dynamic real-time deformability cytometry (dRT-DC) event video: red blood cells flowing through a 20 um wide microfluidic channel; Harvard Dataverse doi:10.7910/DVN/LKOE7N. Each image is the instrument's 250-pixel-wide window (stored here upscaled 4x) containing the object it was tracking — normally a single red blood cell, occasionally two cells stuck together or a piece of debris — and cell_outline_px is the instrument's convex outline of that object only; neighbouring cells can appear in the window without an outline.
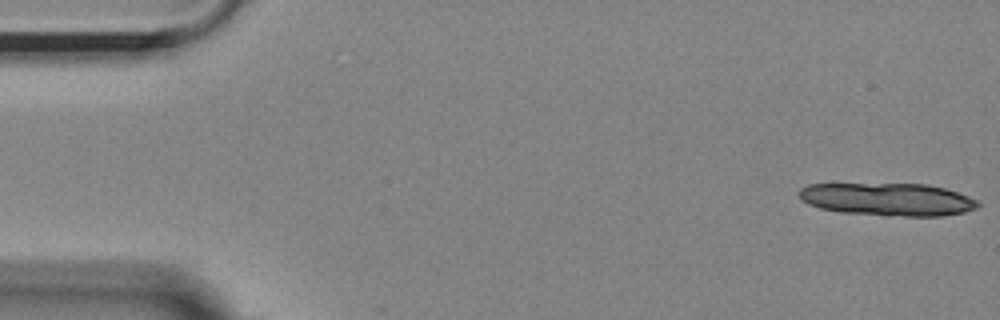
{"species": "Egyptian fruit bat (a non-hibernating species)", "species_latin": "Rousettus aegyptiacus", "temperature_condition": "room temperature", "stored_images_in_passage": 13, "camera_frame_rate_fps": 3000, "um_per_image_px": 0.085, "animal": {"sex": "female"}, "frame": {"image": 1, "passage_image": 1, "time_ms": 0.0, "image_size_px": [1000, 320], "cell_outline_px": [[980, 204], [976, 208], [964, 212], [940, 216], [884, 216], [844, 212], [820, 208], [808, 204], [800, 200], [796, 192], [800, 188], [808, 184], [928, 184], [944, 188], [968, 196], [976, 200]], "centroid_in_image_um": [75.41, 16.94], "position_along_channel_um": 9.6, "area_um2": 34.28}}